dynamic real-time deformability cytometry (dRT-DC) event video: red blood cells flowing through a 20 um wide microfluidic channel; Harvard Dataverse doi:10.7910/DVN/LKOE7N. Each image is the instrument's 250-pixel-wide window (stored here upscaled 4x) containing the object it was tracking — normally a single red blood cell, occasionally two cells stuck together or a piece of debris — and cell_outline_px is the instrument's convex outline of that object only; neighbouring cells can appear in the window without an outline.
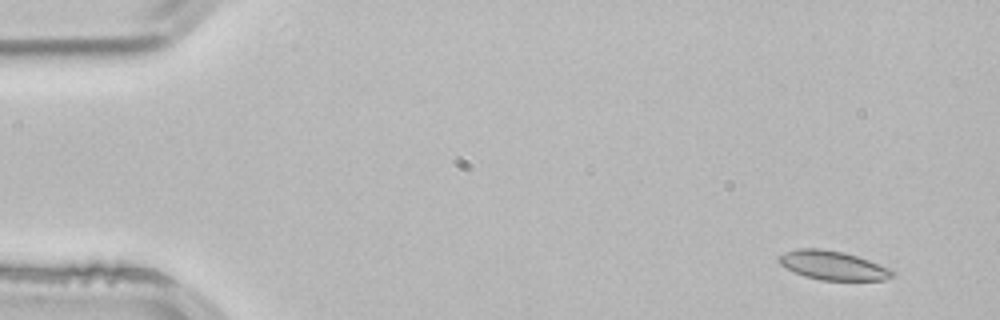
{"species": "common noctule bat (a hibernating species)", "species_latin": "Nyctalus noctula", "temperature_condition": "room temperature", "stored_images_in_passage": 3, "camera_frame_rate_fps": 3000, "um_per_image_px": 0.085, "animal": {"sex": "male", "body_mass_g": 21.5, "forearm_length_mm": 52.0}, "frame": {"image": 1, "passage_image": 1, "time_ms": 0.0, "image_size_px": [1000, 320], "cell_outline_px": [[896, 276], [884, 280], [820, 280], [804, 276], [780, 264], [776, 260], [776, 256], [784, 252], [800, 248], [820, 248], [844, 252], [868, 260], [888, 268], [896, 272]], "centroid_in_image_um": [70.78, 22.56], "position_along_channel_um": 14.2, "area_um2": 19.19}}
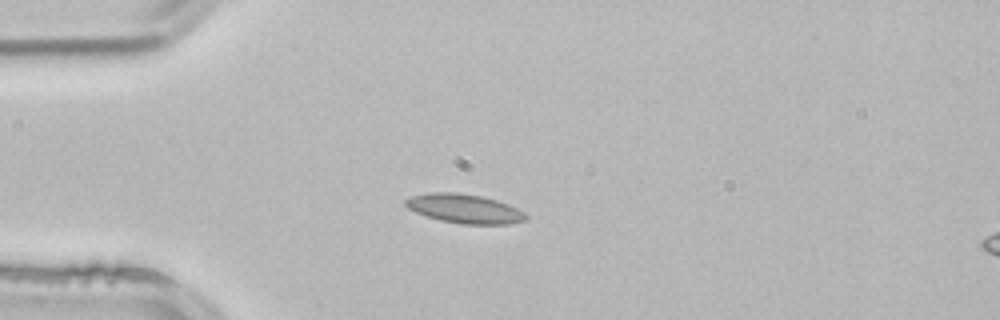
{"frame": {"image": 2, "passage_image": 3, "time_ms": 0.667, "image_size_px": [1000, 320], "cell_outline_px": [[528, 216], [524, 220], [508, 224], [464, 224], [440, 220], [416, 212], [408, 208], [404, 204], [404, 200], [412, 196], [428, 192], [456, 192], [484, 196], [508, 204], [524, 212]], "centroid_in_image_um": [39.47, 17.72], "position_along_channel_um": 45.5, "area_um2": 20.35}}